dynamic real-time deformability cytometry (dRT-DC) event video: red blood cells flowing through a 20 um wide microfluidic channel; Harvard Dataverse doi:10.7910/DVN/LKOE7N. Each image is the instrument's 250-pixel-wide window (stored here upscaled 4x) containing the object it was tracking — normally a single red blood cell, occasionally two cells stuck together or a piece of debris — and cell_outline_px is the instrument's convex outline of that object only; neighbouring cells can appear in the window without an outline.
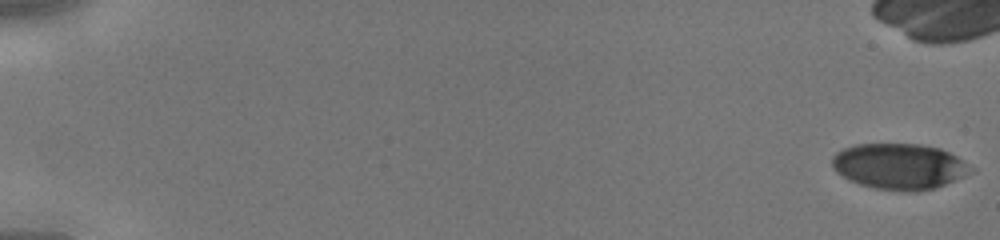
{"species": "human", "species_latin": "Homo sapiens", "temperature_condition": "cold", "stored_images_in_passage": 38, "camera_frame_rate_fps": 3000, "um_per_image_px": 0.085, "donor": {"sex": "male"}, "frame": {"image": 1, "passage_image": 1, "time_ms": 0.0, "image_size_px": [1000, 240], "cell_outline_px": [[964, 176], [944, 184], [932, 188], [916, 192], [904, 192], [876, 188], [860, 184], [848, 180], [836, 172], [832, 168], [832, 156], [836, 152], [844, 148], [856, 144], [920, 144], [940, 148], [956, 156], [964, 164]], "centroid_in_image_um": [76.31, 14.14], "position_along_channel_um": 8.7, "area_um2": 36.36}}
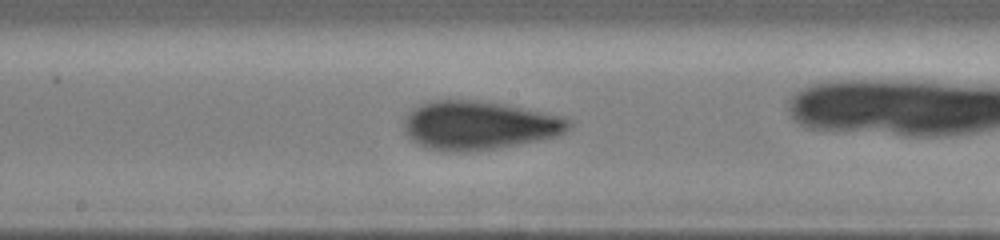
{"frame": {"image": 2, "passage_image": 26, "time_ms": 8.333, "image_size_px": [1000, 240], "cell_outline_px": [[572, 128], [560, 136], [520, 144], [468, 152], [448, 152], [428, 148], [412, 140], [408, 136], [404, 128], [404, 124], [408, 112], [412, 108], [420, 104], [436, 100], [480, 100], [504, 104], [560, 116], [568, 120], [572, 124]], "centroid_in_image_um": [40.72, 10.66], "position_along_channel_um": 207.5, "area_um2": 46.76}}
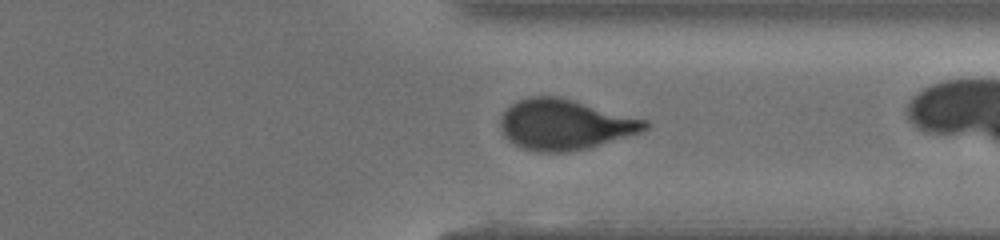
{"frame": {"image": 3, "passage_image": 36, "time_ms": 11.667, "image_size_px": [1000, 240], "cell_outline_px": [[652, 124], [648, 128], [640, 132], [588, 148], [568, 152], [540, 152], [524, 148], [516, 144], [504, 132], [500, 124], [500, 120], [504, 112], [516, 100], [528, 96], [560, 96], [648, 120]], "centroid_in_image_um": [48.06, 10.56], "position_along_channel_um": 363.3, "area_um2": 42.19}}